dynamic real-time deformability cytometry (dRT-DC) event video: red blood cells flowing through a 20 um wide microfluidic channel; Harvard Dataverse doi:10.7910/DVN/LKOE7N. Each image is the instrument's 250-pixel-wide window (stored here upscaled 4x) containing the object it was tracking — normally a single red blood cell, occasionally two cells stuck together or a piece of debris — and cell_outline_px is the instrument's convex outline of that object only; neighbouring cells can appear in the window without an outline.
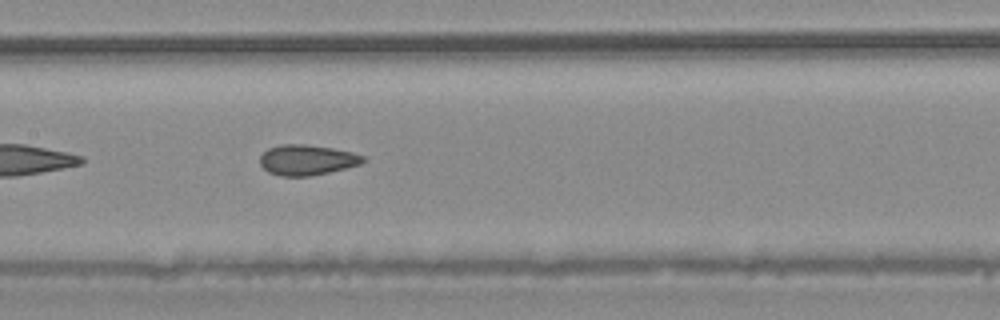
{"species": "common noctule bat (a hibernating species)", "species_latin": "Nyctalus noctula", "temperature_condition": "warm", "stored_images_in_passage": 25, "camera_frame_rate_fps": 3000, "um_per_image_px": 0.085, "animal": {"sex": "male", "body_mass_g": 20.4}, "frame": {"image": 1, "passage_image": 22, "time_ms": 7.0, "image_size_px": [1000, 320], "cell_outline_px": [[368, 160], [360, 164], [312, 176], [280, 176], [268, 172], [260, 164], [260, 156], [268, 148], [280, 144], [304, 144], [332, 148], [352, 152], [364, 156]], "centroid_in_image_um": [26.09, 13.59], "position_along_channel_um": 181.3, "area_um2": 18.26}}